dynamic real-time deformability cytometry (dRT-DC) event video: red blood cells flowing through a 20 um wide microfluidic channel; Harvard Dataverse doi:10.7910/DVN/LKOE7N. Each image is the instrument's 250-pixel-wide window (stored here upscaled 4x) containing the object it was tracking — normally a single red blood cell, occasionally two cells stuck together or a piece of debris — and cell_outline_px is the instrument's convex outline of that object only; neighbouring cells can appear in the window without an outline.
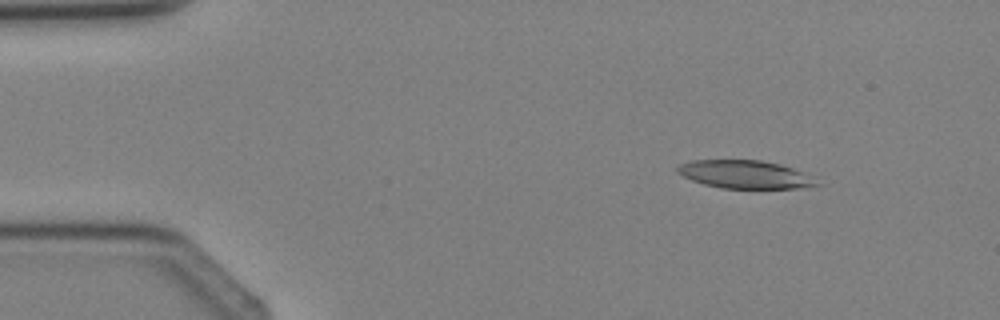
{"species": "Egyptian fruit bat (a non-hibernating species)", "species_latin": "Rousettus aegyptiacus", "temperature_condition": "cold", "stored_images_in_passage": 3, "camera_frame_rate_fps": 3000, "um_per_image_px": 0.085, "animal": {"sex": "female"}, "frame": {"image": 1, "passage_image": 2, "time_ms": 1.0, "image_size_px": [1000, 320], "cell_outline_px": [[820, 184], [800, 188], [720, 188], [704, 184], [692, 180], [676, 172], [676, 168], [680, 164], [692, 160], [760, 160], [780, 164], [804, 172]], "centroid_in_image_um": [63.29, 14.82], "position_along_channel_um": 21.7, "area_um2": 22.6}}